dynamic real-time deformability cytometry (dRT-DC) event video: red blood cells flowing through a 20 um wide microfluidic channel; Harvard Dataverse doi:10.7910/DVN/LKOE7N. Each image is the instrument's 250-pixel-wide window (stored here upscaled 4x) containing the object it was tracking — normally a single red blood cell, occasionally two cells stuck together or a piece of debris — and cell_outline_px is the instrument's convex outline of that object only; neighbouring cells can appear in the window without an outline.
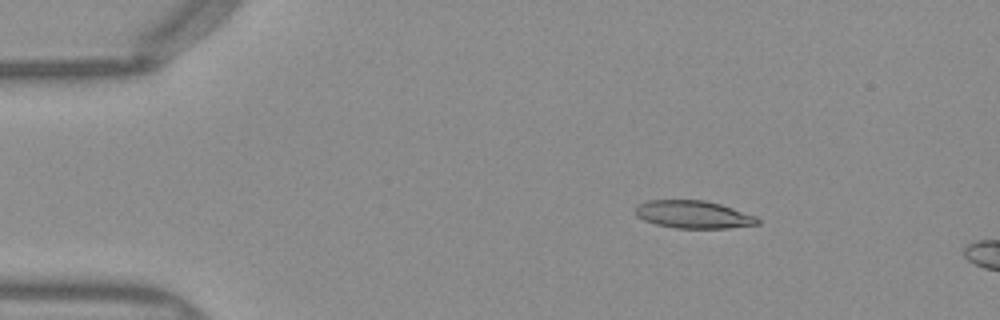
{"species": "Egyptian fruit bat (a non-hibernating species)", "species_latin": "Rousettus aegyptiacus", "temperature_condition": "warm", "stored_images_in_passage": 50, "camera_frame_rate_fps": 3000, "um_per_image_px": 0.085, "frame": {"image": 1, "passage_image": 7, "time_ms": 2.0, "image_size_px": [1000, 320], "cell_outline_px": [[760, 224], [728, 228], [676, 228], [656, 224], [644, 220], [636, 216], [636, 208], [640, 204], [648, 200], [704, 200], [720, 204], [756, 216], [760, 220]], "centroid_in_image_um": [58.96, 18.23], "position_along_channel_um": 26.0, "area_um2": 19.59}}
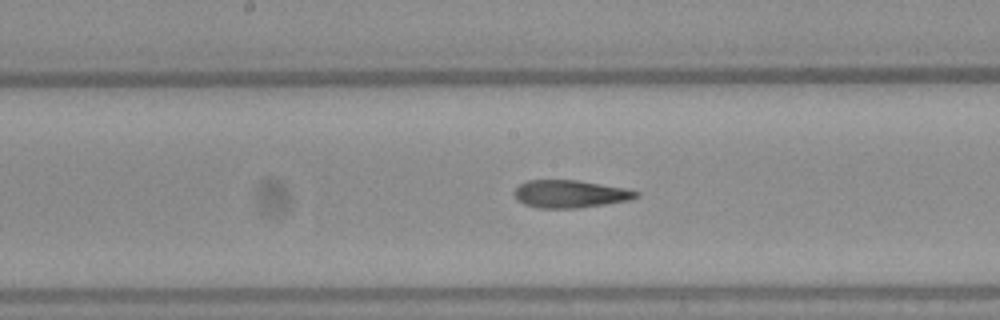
{"frame": {"image": 2, "passage_image": 25, "time_ms": 8.0, "image_size_px": [1000, 320], "cell_outline_px": [[640, 196], [628, 200], [580, 208], [536, 208], [524, 204], [516, 200], [512, 192], [520, 184], [528, 180], [576, 180], [624, 188], [640, 192]], "centroid_in_image_um": [48.41, 16.49], "position_along_channel_um": 199.8, "area_um2": 19.65}}
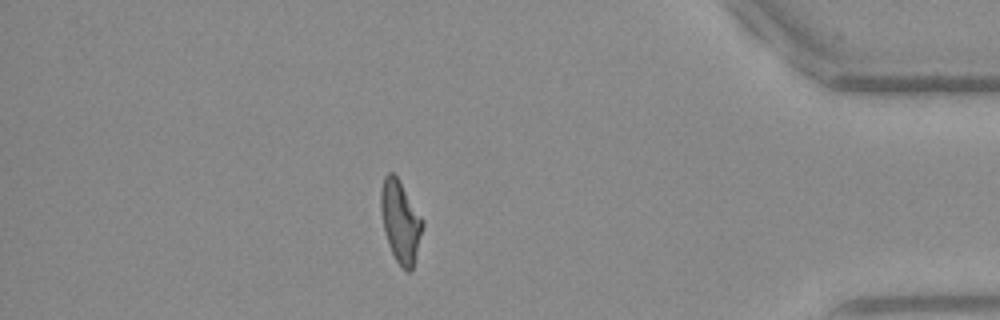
{"frame": {"image": 3, "passage_image": 43, "time_ms": 14.0, "image_size_px": [1000, 320], "cell_outline_px": [[424, 224], [412, 272], [408, 272], [396, 260], [388, 244], [384, 232], [380, 208], [380, 192], [384, 176], [388, 172], [392, 172], [396, 176], [424, 220]], "centroid_in_image_um": [34.03, 18.83], "position_along_channel_um": 401.2, "area_um2": 19.83}, "authors_computed_cell_mechanics": {"area_um2": 19.8543, "velocity_mm_per_s": 4.0199, "shape_relaxation_time_tau1_ms": null, "shape_relaxation_time_tau2_ms": 2.942, "deformation_change_tau1": null, "deformation_change_tau2": 0.1357}}